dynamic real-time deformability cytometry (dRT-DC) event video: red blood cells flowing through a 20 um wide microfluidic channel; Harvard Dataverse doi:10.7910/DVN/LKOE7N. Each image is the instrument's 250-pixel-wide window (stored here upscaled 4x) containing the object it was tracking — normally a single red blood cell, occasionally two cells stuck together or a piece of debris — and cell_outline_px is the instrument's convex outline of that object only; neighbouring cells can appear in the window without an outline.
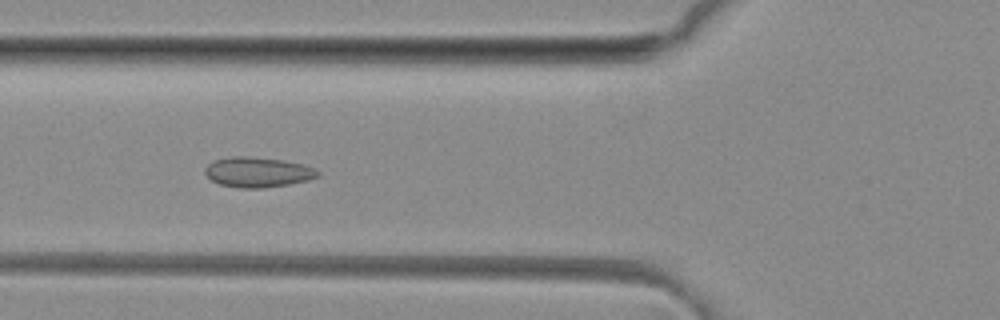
{"species": "common noctule bat (a hibernating species)", "species_latin": "Nyctalus noctula", "temperature_condition": "room temperature", "stored_images_in_passage": 47, "camera_frame_rate_fps": 3000, "um_per_image_px": 0.085, "animal": {"sex": "female", "body_mass_g": 29.2, "forearm_length_mm": 56.3}, "frame": {"image": 1, "passage_image": 18, "time_ms": 5.667, "image_size_px": [1000, 320], "cell_outline_px": [[320, 176], [308, 180], [288, 184], [264, 188], [240, 188], [220, 184], [212, 180], [204, 172], [204, 168], [212, 160], [232, 156], [248, 156], [284, 160], [304, 164], [320, 172]], "centroid_in_image_um": [21.9, 14.62], "position_along_channel_um": 103.9, "area_um2": 19.88}}
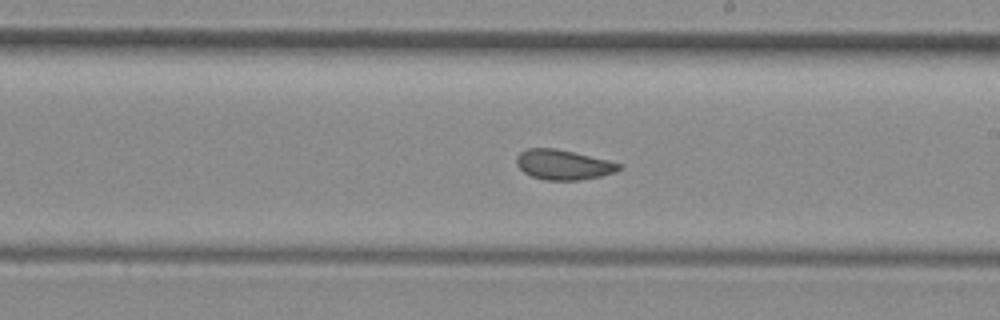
{"frame": {"image": 2, "passage_image": 28, "time_ms": 9.0, "image_size_px": [1000, 320], "cell_outline_px": [[624, 168], [616, 172], [600, 176], [580, 180], [544, 180], [532, 176], [524, 172], [516, 164], [516, 156], [520, 152], [528, 148], [556, 148], [608, 160], [624, 164]], "centroid_in_image_um": [47.91, 14.0], "position_along_channel_um": 241.1, "area_um2": 18.03}}
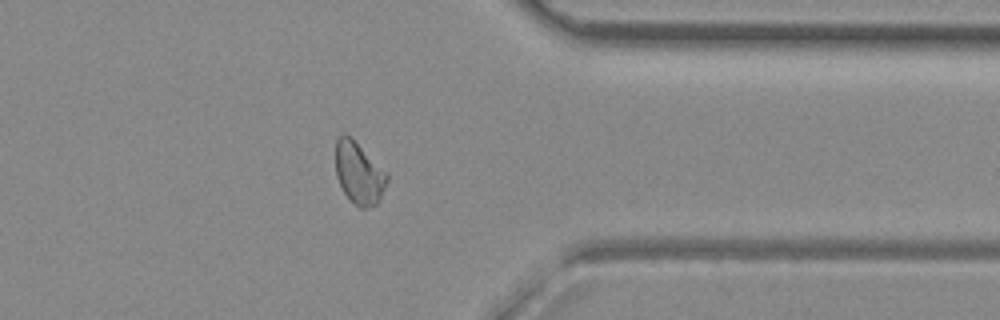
{"frame": {"image": 3, "passage_image": 39, "time_ms": 12.667, "image_size_px": [1000, 320], "cell_outline_px": [[388, 180], [376, 204], [368, 208], [360, 208], [344, 192], [336, 176], [336, 140], [344, 132], [352, 136], [388, 172]], "centroid_in_image_um": [30.52, 14.65], "position_along_channel_um": 380.9, "area_um2": 18.67}, "authors_computed_cell_mechanics": {"area_um2": 18.785, "velocity_mm_per_s": 4.1271, "shape_relaxation_time_tau1_ms": null, "shape_relaxation_time_tau2_ms": 0.8592, "deformation_change_tau1": null, "deformation_change_tau2": 0.067}}